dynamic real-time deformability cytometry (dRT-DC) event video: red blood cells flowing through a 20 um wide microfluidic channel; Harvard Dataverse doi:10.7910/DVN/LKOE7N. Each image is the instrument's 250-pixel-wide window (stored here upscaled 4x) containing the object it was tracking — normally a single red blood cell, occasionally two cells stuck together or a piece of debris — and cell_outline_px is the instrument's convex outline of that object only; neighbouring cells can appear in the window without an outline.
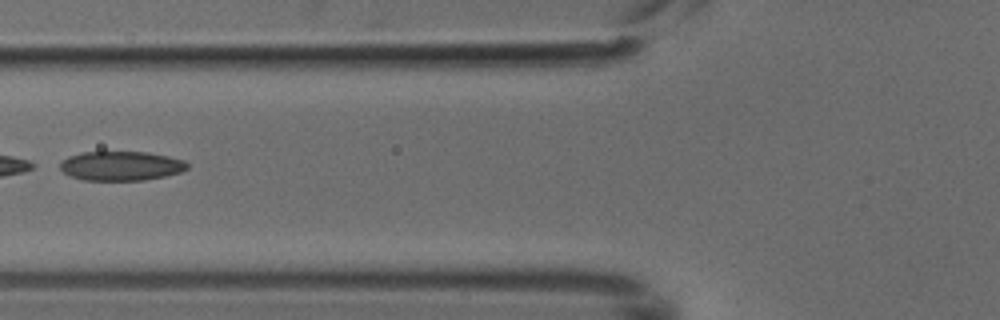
{"species": "common noctule bat (a hibernating species)", "species_latin": "Nyctalus noctula", "temperature_condition": "cold", "stored_images_in_passage": 4, "camera_frame_rate_fps": 3000, "um_per_image_px": 0.085, "animal": {"sex": "male", "body_mass_g": 18.8}, "frame": {"image": 1, "passage_image": 3, "time_ms": 0.667, "image_size_px": [1000, 320], "cell_outline_px": [[188, 168], [180, 172], [164, 176], [144, 180], [84, 180], [72, 176], [64, 172], [60, 168], [60, 164], [68, 156], [80, 152], [148, 152], [168, 156], [184, 160], [188, 164]], "centroid_in_image_um": [10.3, 14.09], "position_along_channel_um": 115.5, "area_um2": 21.62}}
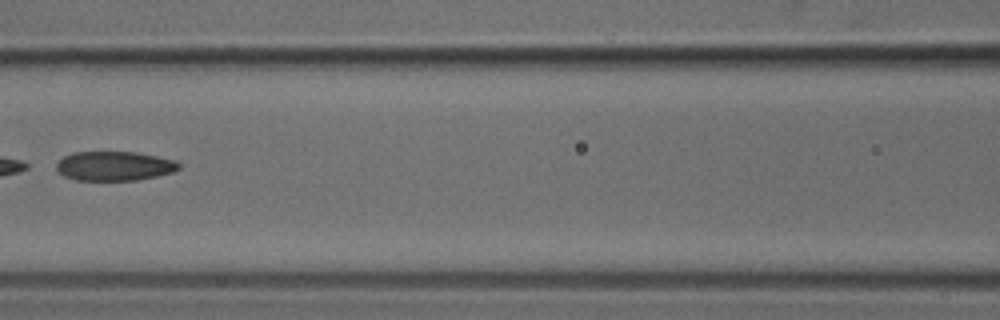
{"frame": {"image": 2, "passage_image": 4, "time_ms": 1.0, "image_size_px": [1000, 320], "cell_outline_px": [[180, 168], [172, 172], [156, 176], [136, 180], [76, 180], [64, 176], [56, 168], [56, 164], [64, 156], [72, 152], [136, 152], [176, 160], [180, 164]], "centroid_in_image_um": [9.72, 14.1], "position_along_channel_um": 156.9, "area_um2": 20.87}}